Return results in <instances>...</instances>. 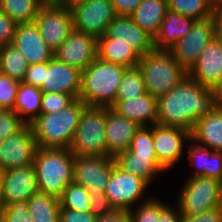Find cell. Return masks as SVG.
Listing matches in <instances>:
<instances>
[{"label": "cell", "mask_w": 222, "mask_h": 222, "mask_svg": "<svg viewBox=\"0 0 222 222\" xmlns=\"http://www.w3.org/2000/svg\"><path fill=\"white\" fill-rule=\"evenodd\" d=\"M34 22L42 38L54 52L73 31V17L68 5L42 6Z\"/></svg>", "instance_id": "cell-11"}, {"label": "cell", "mask_w": 222, "mask_h": 222, "mask_svg": "<svg viewBox=\"0 0 222 222\" xmlns=\"http://www.w3.org/2000/svg\"><path fill=\"white\" fill-rule=\"evenodd\" d=\"M60 207L73 209L79 212L90 211V199L88 190L77 183L72 182L64 189L59 198Z\"/></svg>", "instance_id": "cell-34"}, {"label": "cell", "mask_w": 222, "mask_h": 222, "mask_svg": "<svg viewBox=\"0 0 222 222\" xmlns=\"http://www.w3.org/2000/svg\"><path fill=\"white\" fill-rule=\"evenodd\" d=\"M181 215H195L222 206V182L209 177H189L178 198Z\"/></svg>", "instance_id": "cell-7"}, {"label": "cell", "mask_w": 222, "mask_h": 222, "mask_svg": "<svg viewBox=\"0 0 222 222\" xmlns=\"http://www.w3.org/2000/svg\"><path fill=\"white\" fill-rule=\"evenodd\" d=\"M27 206L33 222H59L61 207L58 198L37 192L27 200Z\"/></svg>", "instance_id": "cell-29"}, {"label": "cell", "mask_w": 222, "mask_h": 222, "mask_svg": "<svg viewBox=\"0 0 222 222\" xmlns=\"http://www.w3.org/2000/svg\"><path fill=\"white\" fill-rule=\"evenodd\" d=\"M191 140L213 151H222V110L214 109L199 118L191 131Z\"/></svg>", "instance_id": "cell-24"}, {"label": "cell", "mask_w": 222, "mask_h": 222, "mask_svg": "<svg viewBox=\"0 0 222 222\" xmlns=\"http://www.w3.org/2000/svg\"><path fill=\"white\" fill-rule=\"evenodd\" d=\"M181 222H222V206L195 215H182Z\"/></svg>", "instance_id": "cell-44"}, {"label": "cell", "mask_w": 222, "mask_h": 222, "mask_svg": "<svg viewBox=\"0 0 222 222\" xmlns=\"http://www.w3.org/2000/svg\"><path fill=\"white\" fill-rule=\"evenodd\" d=\"M176 210V211H175ZM181 214L177 209L168 206L161 214L158 222H181Z\"/></svg>", "instance_id": "cell-50"}, {"label": "cell", "mask_w": 222, "mask_h": 222, "mask_svg": "<svg viewBox=\"0 0 222 222\" xmlns=\"http://www.w3.org/2000/svg\"><path fill=\"white\" fill-rule=\"evenodd\" d=\"M186 140H191V132L184 128L153 125V142L157 160L165 170L180 161Z\"/></svg>", "instance_id": "cell-15"}, {"label": "cell", "mask_w": 222, "mask_h": 222, "mask_svg": "<svg viewBox=\"0 0 222 222\" xmlns=\"http://www.w3.org/2000/svg\"><path fill=\"white\" fill-rule=\"evenodd\" d=\"M188 153L192 166L197 167L192 177H208L209 148L195 142V145L193 147L191 146Z\"/></svg>", "instance_id": "cell-40"}, {"label": "cell", "mask_w": 222, "mask_h": 222, "mask_svg": "<svg viewBox=\"0 0 222 222\" xmlns=\"http://www.w3.org/2000/svg\"><path fill=\"white\" fill-rule=\"evenodd\" d=\"M143 0H110L117 16H130Z\"/></svg>", "instance_id": "cell-48"}, {"label": "cell", "mask_w": 222, "mask_h": 222, "mask_svg": "<svg viewBox=\"0 0 222 222\" xmlns=\"http://www.w3.org/2000/svg\"><path fill=\"white\" fill-rule=\"evenodd\" d=\"M111 108L140 127L148 126L150 122L151 126L157 124L158 98L149 93L135 99L115 101Z\"/></svg>", "instance_id": "cell-22"}, {"label": "cell", "mask_w": 222, "mask_h": 222, "mask_svg": "<svg viewBox=\"0 0 222 222\" xmlns=\"http://www.w3.org/2000/svg\"><path fill=\"white\" fill-rule=\"evenodd\" d=\"M78 1H81V0H64V5H70V4H73L75 2H78Z\"/></svg>", "instance_id": "cell-54"}, {"label": "cell", "mask_w": 222, "mask_h": 222, "mask_svg": "<svg viewBox=\"0 0 222 222\" xmlns=\"http://www.w3.org/2000/svg\"><path fill=\"white\" fill-rule=\"evenodd\" d=\"M20 81L0 73V109L13 110Z\"/></svg>", "instance_id": "cell-39"}, {"label": "cell", "mask_w": 222, "mask_h": 222, "mask_svg": "<svg viewBox=\"0 0 222 222\" xmlns=\"http://www.w3.org/2000/svg\"><path fill=\"white\" fill-rule=\"evenodd\" d=\"M167 10V0H143L130 17L154 39L161 28Z\"/></svg>", "instance_id": "cell-26"}, {"label": "cell", "mask_w": 222, "mask_h": 222, "mask_svg": "<svg viewBox=\"0 0 222 222\" xmlns=\"http://www.w3.org/2000/svg\"><path fill=\"white\" fill-rule=\"evenodd\" d=\"M116 165L124 172L140 177L150 184L156 174L165 169L158 163L157 156H137L126 150L115 157Z\"/></svg>", "instance_id": "cell-27"}, {"label": "cell", "mask_w": 222, "mask_h": 222, "mask_svg": "<svg viewBox=\"0 0 222 222\" xmlns=\"http://www.w3.org/2000/svg\"><path fill=\"white\" fill-rule=\"evenodd\" d=\"M148 183L138 176L124 172L115 165L112 169L105 194L115 211L132 210L131 205L140 201Z\"/></svg>", "instance_id": "cell-12"}, {"label": "cell", "mask_w": 222, "mask_h": 222, "mask_svg": "<svg viewBox=\"0 0 222 222\" xmlns=\"http://www.w3.org/2000/svg\"><path fill=\"white\" fill-rule=\"evenodd\" d=\"M69 150L77 156L108 157L105 107L87 106L83 110Z\"/></svg>", "instance_id": "cell-6"}, {"label": "cell", "mask_w": 222, "mask_h": 222, "mask_svg": "<svg viewBox=\"0 0 222 222\" xmlns=\"http://www.w3.org/2000/svg\"><path fill=\"white\" fill-rule=\"evenodd\" d=\"M168 9L194 20L213 16L219 9L212 0H167Z\"/></svg>", "instance_id": "cell-31"}, {"label": "cell", "mask_w": 222, "mask_h": 222, "mask_svg": "<svg viewBox=\"0 0 222 222\" xmlns=\"http://www.w3.org/2000/svg\"><path fill=\"white\" fill-rule=\"evenodd\" d=\"M29 63L14 45L0 47V73L22 82Z\"/></svg>", "instance_id": "cell-30"}, {"label": "cell", "mask_w": 222, "mask_h": 222, "mask_svg": "<svg viewBox=\"0 0 222 222\" xmlns=\"http://www.w3.org/2000/svg\"><path fill=\"white\" fill-rule=\"evenodd\" d=\"M146 93L140 68L138 66L127 68L120 82L115 101L135 99Z\"/></svg>", "instance_id": "cell-33"}, {"label": "cell", "mask_w": 222, "mask_h": 222, "mask_svg": "<svg viewBox=\"0 0 222 222\" xmlns=\"http://www.w3.org/2000/svg\"><path fill=\"white\" fill-rule=\"evenodd\" d=\"M0 212L6 222H33L27 202L19 201L1 207Z\"/></svg>", "instance_id": "cell-41"}, {"label": "cell", "mask_w": 222, "mask_h": 222, "mask_svg": "<svg viewBox=\"0 0 222 222\" xmlns=\"http://www.w3.org/2000/svg\"><path fill=\"white\" fill-rule=\"evenodd\" d=\"M39 192L60 198L73 182L74 154L63 148H38L33 161Z\"/></svg>", "instance_id": "cell-4"}, {"label": "cell", "mask_w": 222, "mask_h": 222, "mask_svg": "<svg viewBox=\"0 0 222 222\" xmlns=\"http://www.w3.org/2000/svg\"><path fill=\"white\" fill-rule=\"evenodd\" d=\"M215 38V14L195 20L183 38L170 49L180 66L188 73L195 65L204 47Z\"/></svg>", "instance_id": "cell-9"}, {"label": "cell", "mask_w": 222, "mask_h": 222, "mask_svg": "<svg viewBox=\"0 0 222 222\" xmlns=\"http://www.w3.org/2000/svg\"><path fill=\"white\" fill-rule=\"evenodd\" d=\"M42 6L38 0H0V10L17 24L34 22Z\"/></svg>", "instance_id": "cell-32"}, {"label": "cell", "mask_w": 222, "mask_h": 222, "mask_svg": "<svg viewBox=\"0 0 222 222\" xmlns=\"http://www.w3.org/2000/svg\"><path fill=\"white\" fill-rule=\"evenodd\" d=\"M140 128L138 124L119 115L112 108L105 107V132L108 157L115 158L128 150L130 143Z\"/></svg>", "instance_id": "cell-20"}, {"label": "cell", "mask_w": 222, "mask_h": 222, "mask_svg": "<svg viewBox=\"0 0 222 222\" xmlns=\"http://www.w3.org/2000/svg\"><path fill=\"white\" fill-rule=\"evenodd\" d=\"M195 20L167 10L161 28L154 38V47L170 50L178 40L189 32Z\"/></svg>", "instance_id": "cell-25"}, {"label": "cell", "mask_w": 222, "mask_h": 222, "mask_svg": "<svg viewBox=\"0 0 222 222\" xmlns=\"http://www.w3.org/2000/svg\"><path fill=\"white\" fill-rule=\"evenodd\" d=\"M76 98L60 92L43 93L40 113H57L71 105Z\"/></svg>", "instance_id": "cell-37"}, {"label": "cell", "mask_w": 222, "mask_h": 222, "mask_svg": "<svg viewBox=\"0 0 222 222\" xmlns=\"http://www.w3.org/2000/svg\"><path fill=\"white\" fill-rule=\"evenodd\" d=\"M208 177L222 182V151L209 149Z\"/></svg>", "instance_id": "cell-47"}, {"label": "cell", "mask_w": 222, "mask_h": 222, "mask_svg": "<svg viewBox=\"0 0 222 222\" xmlns=\"http://www.w3.org/2000/svg\"><path fill=\"white\" fill-rule=\"evenodd\" d=\"M216 6L219 8L222 5V0H212Z\"/></svg>", "instance_id": "cell-55"}, {"label": "cell", "mask_w": 222, "mask_h": 222, "mask_svg": "<svg viewBox=\"0 0 222 222\" xmlns=\"http://www.w3.org/2000/svg\"><path fill=\"white\" fill-rule=\"evenodd\" d=\"M169 205L162 203L159 199L148 198L137 207L136 211L129 210L131 222H158L160 214Z\"/></svg>", "instance_id": "cell-35"}, {"label": "cell", "mask_w": 222, "mask_h": 222, "mask_svg": "<svg viewBox=\"0 0 222 222\" xmlns=\"http://www.w3.org/2000/svg\"><path fill=\"white\" fill-rule=\"evenodd\" d=\"M0 209H1V171H0Z\"/></svg>", "instance_id": "cell-56"}, {"label": "cell", "mask_w": 222, "mask_h": 222, "mask_svg": "<svg viewBox=\"0 0 222 222\" xmlns=\"http://www.w3.org/2000/svg\"><path fill=\"white\" fill-rule=\"evenodd\" d=\"M214 92L186 75L158 98L157 124L192 131L195 122L215 109Z\"/></svg>", "instance_id": "cell-1"}, {"label": "cell", "mask_w": 222, "mask_h": 222, "mask_svg": "<svg viewBox=\"0 0 222 222\" xmlns=\"http://www.w3.org/2000/svg\"><path fill=\"white\" fill-rule=\"evenodd\" d=\"M44 63L29 65L22 80L23 83L40 88L43 83Z\"/></svg>", "instance_id": "cell-46"}, {"label": "cell", "mask_w": 222, "mask_h": 222, "mask_svg": "<svg viewBox=\"0 0 222 222\" xmlns=\"http://www.w3.org/2000/svg\"><path fill=\"white\" fill-rule=\"evenodd\" d=\"M54 57L82 71L98 57L97 38L73 30L54 52Z\"/></svg>", "instance_id": "cell-16"}, {"label": "cell", "mask_w": 222, "mask_h": 222, "mask_svg": "<svg viewBox=\"0 0 222 222\" xmlns=\"http://www.w3.org/2000/svg\"><path fill=\"white\" fill-rule=\"evenodd\" d=\"M215 37L222 44V11L215 12Z\"/></svg>", "instance_id": "cell-51"}, {"label": "cell", "mask_w": 222, "mask_h": 222, "mask_svg": "<svg viewBox=\"0 0 222 222\" xmlns=\"http://www.w3.org/2000/svg\"><path fill=\"white\" fill-rule=\"evenodd\" d=\"M42 95L40 88L20 82L13 111L27 125L40 115Z\"/></svg>", "instance_id": "cell-28"}, {"label": "cell", "mask_w": 222, "mask_h": 222, "mask_svg": "<svg viewBox=\"0 0 222 222\" xmlns=\"http://www.w3.org/2000/svg\"><path fill=\"white\" fill-rule=\"evenodd\" d=\"M138 67L143 75L146 92L156 98L168 93L187 75L171 50L156 47L141 56Z\"/></svg>", "instance_id": "cell-5"}, {"label": "cell", "mask_w": 222, "mask_h": 222, "mask_svg": "<svg viewBox=\"0 0 222 222\" xmlns=\"http://www.w3.org/2000/svg\"><path fill=\"white\" fill-rule=\"evenodd\" d=\"M212 91L216 109L222 110V79L212 88Z\"/></svg>", "instance_id": "cell-52"}, {"label": "cell", "mask_w": 222, "mask_h": 222, "mask_svg": "<svg viewBox=\"0 0 222 222\" xmlns=\"http://www.w3.org/2000/svg\"><path fill=\"white\" fill-rule=\"evenodd\" d=\"M187 75L209 89L222 79V44L216 37L204 47Z\"/></svg>", "instance_id": "cell-18"}, {"label": "cell", "mask_w": 222, "mask_h": 222, "mask_svg": "<svg viewBox=\"0 0 222 222\" xmlns=\"http://www.w3.org/2000/svg\"><path fill=\"white\" fill-rule=\"evenodd\" d=\"M0 222H6L5 218L3 217L2 213L0 212Z\"/></svg>", "instance_id": "cell-57"}, {"label": "cell", "mask_w": 222, "mask_h": 222, "mask_svg": "<svg viewBox=\"0 0 222 222\" xmlns=\"http://www.w3.org/2000/svg\"><path fill=\"white\" fill-rule=\"evenodd\" d=\"M96 219L90 211L79 212L61 208L59 222H96Z\"/></svg>", "instance_id": "cell-45"}, {"label": "cell", "mask_w": 222, "mask_h": 222, "mask_svg": "<svg viewBox=\"0 0 222 222\" xmlns=\"http://www.w3.org/2000/svg\"><path fill=\"white\" fill-rule=\"evenodd\" d=\"M98 58L132 68L138 66L141 55L123 39L107 37L105 34L97 39Z\"/></svg>", "instance_id": "cell-23"}, {"label": "cell", "mask_w": 222, "mask_h": 222, "mask_svg": "<svg viewBox=\"0 0 222 222\" xmlns=\"http://www.w3.org/2000/svg\"><path fill=\"white\" fill-rule=\"evenodd\" d=\"M43 6L64 5V0H38Z\"/></svg>", "instance_id": "cell-53"}, {"label": "cell", "mask_w": 222, "mask_h": 222, "mask_svg": "<svg viewBox=\"0 0 222 222\" xmlns=\"http://www.w3.org/2000/svg\"><path fill=\"white\" fill-rule=\"evenodd\" d=\"M42 93L60 92L78 99L81 90V70L53 57L44 63Z\"/></svg>", "instance_id": "cell-17"}, {"label": "cell", "mask_w": 222, "mask_h": 222, "mask_svg": "<svg viewBox=\"0 0 222 222\" xmlns=\"http://www.w3.org/2000/svg\"><path fill=\"white\" fill-rule=\"evenodd\" d=\"M37 141L30 125L0 142V171L33 164Z\"/></svg>", "instance_id": "cell-13"}, {"label": "cell", "mask_w": 222, "mask_h": 222, "mask_svg": "<svg viewBox=\"0 0 222 222\" xmlns=\"http://www.w3.org/2000/svg\"><path fill=\"white\" fill-rule=\"evenodd\" d=\"M87 105L76 99L71 105L57 113H40L29 124L38 148L69 149L78 127L81 114Z\"/></svg>", "instance_id": "cell-3"}, {"label": "cell", "mask_w": 222, "mask_h": 222, "mask_svg": "<svg viewBox=\"0 0 222 222\" xmlns=\"http://www.w3.org/2000/svg\"><path fill=\"white\" fill-rule=\"evenodd\" d=\"M17 25L14 20L0 10V47L13 43Z\"/></svg>", "instance_id": "cell-43"}, {"label": "cell", "mask_w": 222, "mask_h": 222, "mask_svg": "<svg viewBox=\"0 0 222 222\" xmlns=\"http://www.w3.org/2000/svg\"><path fill=\"white\" fill-rule=\"evenodd\" d=\"M105 35L123 39L141 56L154 47V39L142 30L130 16H116L106 29Z\"/></svg>", "instance_id": "cell-21"}, {"label": "cell", "mask_w": 222, "mask_h": 222, "mask_svg": "<svg viewBox=\"0 0 222 222\" xmlns=\"http://www.w3.org/2000/svg\"><path fill=\"white\" fill-rule=\"evenodd\" d=\"M96 222H131L127 211H114L113 213L97 218Z\"/></svg>", "instance_id": "cell-49"}, {"label": "cell", "mask_w": 222, "mask_h": 222, "mask_svg": "<svg viewBox=\"0 0 222 222\" xmlns=\"http://www.w3.org/2000/svg\"><path fill=\"white\" fill-rule=\"evenodd\" d=\"M12 45L26 57L29 65L45 63L54 57V51L42 38L35 22L18 24Z\"/></svg>", "instance_id": "cell-19"}, {"label": "cell", "mask_w": 222, "mask_h": 222, "mask_svg": "<svg viewBox=\"0 0 222 222\" xmlns=\"http://www.w3.org/2000/svg\"><path fill=\"white\" fill-rule=\"evenodd\" d=\"M73 30L99 38L117 16L110 0H81L69 5Z\"/></svg>", "instance_id": "cell-8"}, {"label": "cell", "mask_w": 222, "mask_h": 222, "mask_svg": "<svg viewBox=\"0 0 222 222\" xmlns=\"http://www.w3.org/2000/svg\"><path fill=\"white\" fill-rule=\"evenodd\" d=\"M90 199V212L96 217L100 218L113 213L115 210L111 206L109 199L105 193L91 194L89 192Z\"/></svg>", "instance_id": "cell-42"}, {"label": "cell", "mask_w": 222, "mask_h": 222, "mask_svg": "<svg viewBox=\"0 0 222 222\" xmlns=\"http://www.w3.org/2000/svg\"><path fill=\"white\" fill-rule=\"evenodd\" d=\"M128 150L137 154V156H156L153 142V126L140 127L134 135Z\"/></svg>", "instance_id": "cell-36"}, {"label": "cell", "mask_w": 222, "mask_h": 222, "mask_svg": "<svg viewBox=\"0 0 222 222\" xmlns=\"http://www.w3.org/2000/svg\"><path fill=\"white\" fill-rule=\"evenodd\" d=\"M26 125L13 110L0 109V142L17 134Z\"/></svg>", "instance_id": "cell-38"}, {"label": "cell", "mask_w": 222, "mask_h": 222, "mask_svg": "<svg viewBox=\"0 0 222 222\" xmlns=\"http://www.w3.org/2000/svg\"><path fill=\"white\" fill-rule=\"evenodd\" d=\"M115 158L74 155L73 182L84 186L88 192L105 193Z\"/></svg>", "instance_id": "cell-10"}, {"label": "cell", "mask_w": 222, "mask_h": 222, "mask_svg": "<svg viewBox=\"0 0 222 222\" xmlns=\"http://www.w3.org/2000/svg\"><path fill=\"white\" fill-rule=\"evenodd\" d=\"M126 67L96 58L81 71L78 98L87 106L111 108Z\"/></svg>", "instance_id": "cell-2"}, {"label": "cell", "mask_w": 222, "mask_h": 222, "mask_svg": "<svg viewBox=\"0 0 222 222\" xmlns=\"http://www.w3.org/2000/svg\"><path fill=\"white\" fill-rule=\"evenodd\" d=\"M39 192L33 164L1 172V207L29 200Z\"/></svg>", "instance_id": "cell-14"}]
</instances>
